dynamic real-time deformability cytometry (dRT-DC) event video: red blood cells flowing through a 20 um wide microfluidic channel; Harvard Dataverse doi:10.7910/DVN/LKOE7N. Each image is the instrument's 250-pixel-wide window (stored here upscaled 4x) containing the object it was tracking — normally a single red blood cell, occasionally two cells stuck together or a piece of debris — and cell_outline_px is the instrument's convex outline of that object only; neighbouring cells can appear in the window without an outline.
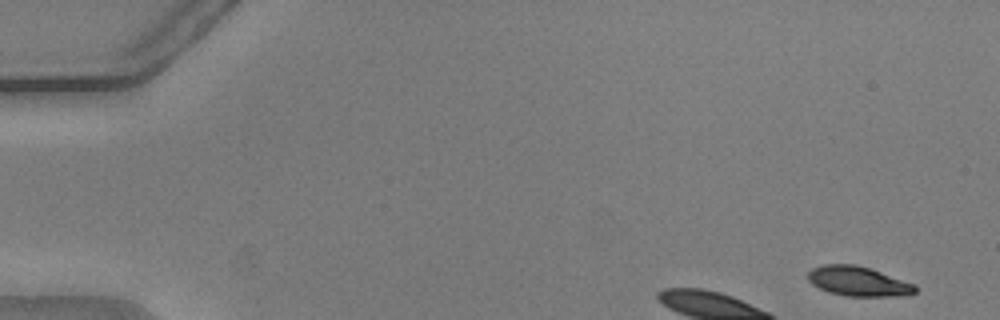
{"species": "common noctule bat (a hibernating species)", "species_latin": "Nyctalus noctula", "temperature_condition": "warm", "stored_images_in_passage": 7, "camera_frame_rate_fps": 3000, "um_per_image_px": 0.085, "animal": {"sex": "male", "body_mass_g": 20.5, "forearm_length_mm": 52.5}, "frame": {"image": 1, "passage_image": 1, "time_ms": 0.0, "image_size_px": [1000, 320], "cell_outline_px": [[916, 292], [888, 296], [844, 296], [828, 292], [812, 284], [808, 280], [808, 272], [812, 268], [824, 264], [856, 264], [916, 284]], "centroid_in_image_um": [72.9, 23.9], "position_along_channel_um": 12.1, "area_um2": 18.32}}